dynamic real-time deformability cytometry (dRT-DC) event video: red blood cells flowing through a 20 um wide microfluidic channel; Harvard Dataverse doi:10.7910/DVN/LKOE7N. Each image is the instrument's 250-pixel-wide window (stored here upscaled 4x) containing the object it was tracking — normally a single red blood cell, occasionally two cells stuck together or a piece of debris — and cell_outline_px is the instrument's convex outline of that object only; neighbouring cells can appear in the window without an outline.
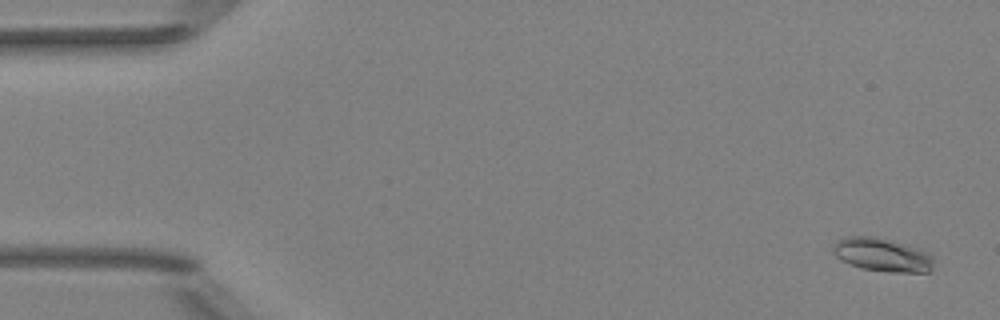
{"species": "Egyptian fruit bat (a non-hibernating species)", "species_latin": "Rousettus aegyptiacus", "temperature_condition": "room temperature", "stored_images_in_passage": 53, "camera_frame_rate_fps": 3000, "um_per_image_px": 0.085, "animal": {"sex": "female"}, "frame": {"image": 1, "passage_image": 3, "time_ms": 0.667, "image_size_px": [1000, 320], "cell_outline_px": [[936, 260], [932, 272], [888, 272], [860, 268], [840, 260], [832, 252], [832, 244], [840, 240], [852, 236], [872, 236], [920, 248], [932, 252]], "centroid_in_image_um": [75.08, 21.68], "position_along_channel_um": 9.9, "area_um2": 20.0}}
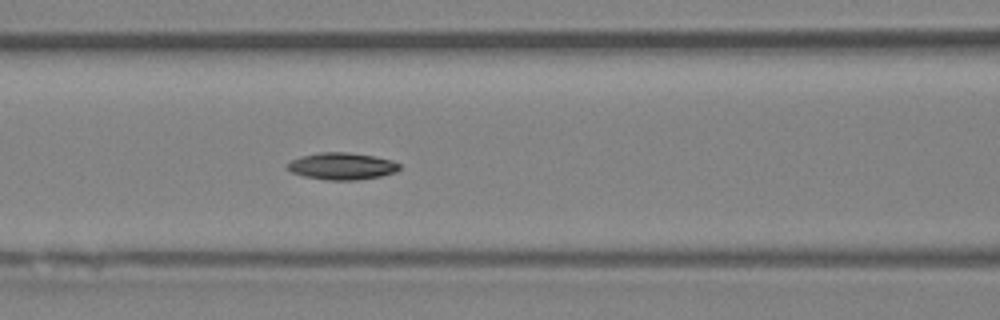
{"frame": {"image": 2, "passage_image": 23, "time_ms": 7.333, "image_size_px": [1000, 320], "cell_outline_px": [[400, 168], [396, 172], [380, 176], [356, 180], [328, 180], [304, 176], [292, 172], [288, 168], [288, 164], [292, 160], [300, 156], [320, 152], [348, 152], [372, 156], [392, 160], [400, 164]], "centroid_in_image_um": [29.08, 14.12], "position_along_channel_um": 137.5, "area_um2": 17.46}}
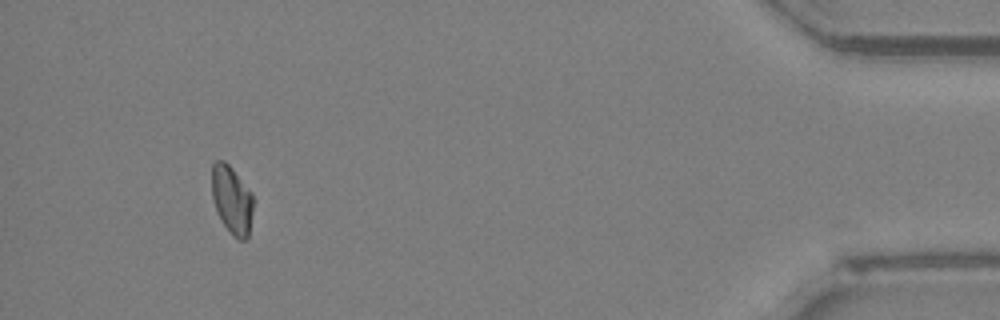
{"frame": {"image": 3, "passage_image": 49, "time_ms": 16.0, "image_size_px": [1000, 320], "cell_outline_px": [[252, 212], [248, 236], [244, 240], [240, 240], [232, 236], [216, 212], [212, 196], [212, 164], [216, 160], [224, 160], [232, 168], [252, 192]], "centroid_in_image_um": [19.69, 16.97], "position_along_channel_um": 415.5, "area_um2": 16.42}, "authors_computed_cell_mechanics": {"area_um2": 17.2244, "velocity_mm_per_s": 3.9986, "shape_relaxation_time_tau1_ms": 6.2826, "shape_relaxation_time_tau2_ms": null, "deformation_change_tau1": 0.1286, "deformation_change_tau2": null}}